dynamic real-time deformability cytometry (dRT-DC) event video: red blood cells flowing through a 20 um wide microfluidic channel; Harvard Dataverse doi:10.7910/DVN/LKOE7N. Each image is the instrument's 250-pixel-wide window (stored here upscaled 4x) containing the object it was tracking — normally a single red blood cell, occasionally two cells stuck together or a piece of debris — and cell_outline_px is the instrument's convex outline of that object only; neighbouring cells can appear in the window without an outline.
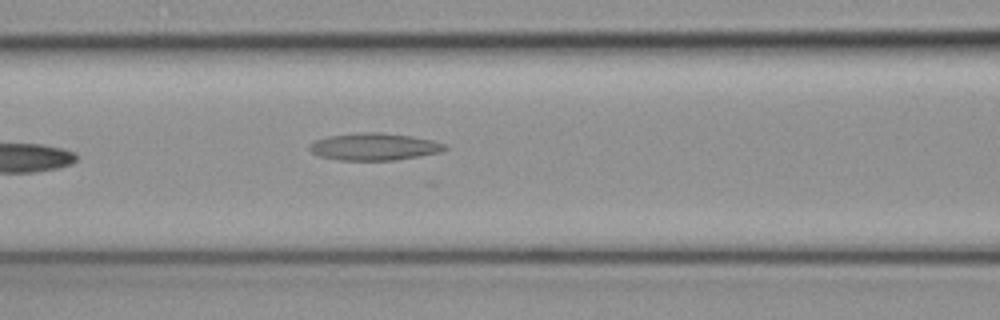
{"species": "common noctule bat (a hibernating species)", "species_latin": "Nyctalus noctula", "temperature_condition": "cold", "stored_images_in_passage": 5, "camera_frame_rate_fps": 3000, "um_per_image_px": 0.085, "animal": {"sex": "female", "body_mass_g": 19.3, "forearm_length_mm": 54.1}, "frame": {"image": 1, "passage_image": 5, "time_ms": 1.333, "image_size_px": [1000, 320], "cell_outline_px": [[448, 148], [440, 152], [396, 160], [340, 160], [320, 156], [312, 152], [308, 148], [308, 144], [316, 140], [328, 136], [356, 132], [380, 132], [412, 136], [432, 140], [444, 144]], "centroid_in_image_um": [31.78, 12.46], "position_along_channel_um": 134.8, "area_um2": 21.44}}